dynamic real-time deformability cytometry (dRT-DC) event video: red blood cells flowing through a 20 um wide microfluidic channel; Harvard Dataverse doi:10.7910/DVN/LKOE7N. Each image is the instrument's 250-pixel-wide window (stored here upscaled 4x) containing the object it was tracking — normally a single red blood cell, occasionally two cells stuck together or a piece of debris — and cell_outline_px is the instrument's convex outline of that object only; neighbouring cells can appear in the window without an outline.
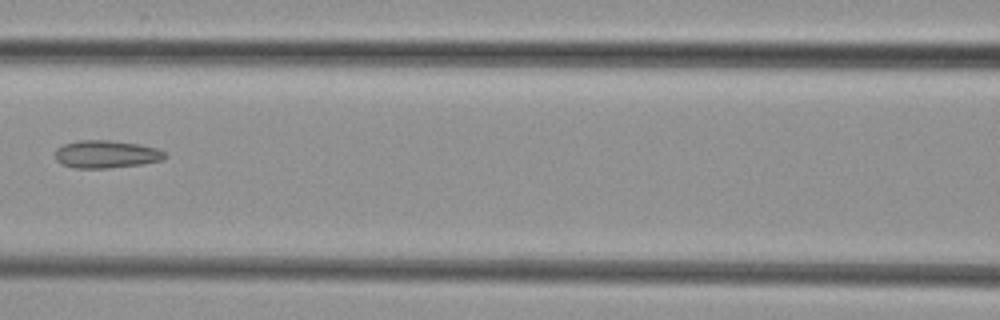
{"species": "common noctule bat (a hibernating species)", "species_latin": "Nyctalus noctula", "temperature_condition": "cold", "stored_images_in_passage": 3, "camera_frame_rate_fps": 3000, "um_per_image_px": 0.085, "animal": {"sex": "female", "body_mass_g": 29.2, "forearm_length_mm": 56.3}, "frame": {"image": 1, "passage_image": 3, "time_ms": 2.333, "image_size_px": [1000, 320], "cell_outline_px": [[168, 156], [160, 160], [144, 164], [108, 168], [72, 168], [60, 164], [56, 160], [56, 148], [64, 144], [76, 140], [108, 140], [140, 144], [156, 148], [164, 152]], "centroid_in_image_um": [9.0, 13.11], "position_along_channel_um": 157.6, "area_um2": 17.86}}